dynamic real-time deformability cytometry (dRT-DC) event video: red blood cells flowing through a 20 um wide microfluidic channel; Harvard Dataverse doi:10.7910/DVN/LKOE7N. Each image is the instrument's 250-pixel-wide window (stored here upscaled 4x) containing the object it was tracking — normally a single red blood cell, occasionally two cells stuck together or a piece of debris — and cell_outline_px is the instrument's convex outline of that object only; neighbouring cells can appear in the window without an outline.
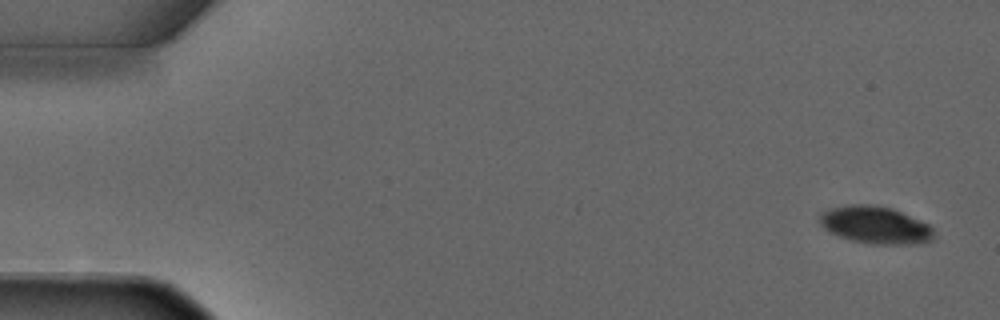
{"species": "common noctule bat (a hibernating species)", "species_latin": "Nyctalus noctula", "temperature_condition": "warm", "stored_images_in_passage": 4, "camera_frame_rate_fps": 3000, "um_per_image_px": 0.085, "animal": {"sex": "male", "forearm_length_mm": 52.5}, "frame": {"image": 1, "passage_image": 1, "time_ms": 0.0, "image_size_px": [1000, 320], "cell_outline_px": [[936, 236], [932, 240], [912, 244], [868, 244], [852, 240], [840, 236], [824, 228], [820, 224], [820, 212], [832, 208], [852, 204], [868, 204], [892, 208], [920, 220], [928, 224], [932, 228]], "centroid_in_image_um": [74.43, 19.13], "position_along_channel_um": 10.6, "area_um2": 24.74}}
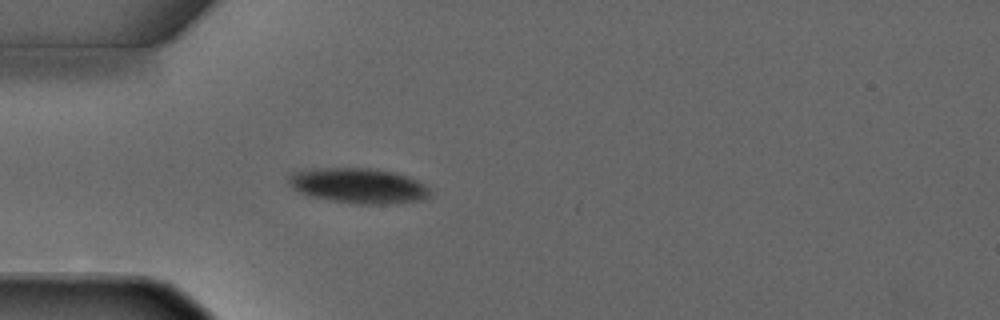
{"frame": {"image": 2, "passage_image": 4, "time_ms": 3.667, "image_size_px": [1000, 320], "cell_outline_px": [[432, 192], [428, 196], [416, 200], [388, 204], [356, 204], [308, 196], [292, 188], [288, 184], [288, 176], [292, 172], [312, 168], [376, 168], [396, 172], [408, 176], [424, 184]], "centroid_in_image_um": [30.43, 15.77], "position_along_channel_um": 54.6, "area_um2": 29.13}}